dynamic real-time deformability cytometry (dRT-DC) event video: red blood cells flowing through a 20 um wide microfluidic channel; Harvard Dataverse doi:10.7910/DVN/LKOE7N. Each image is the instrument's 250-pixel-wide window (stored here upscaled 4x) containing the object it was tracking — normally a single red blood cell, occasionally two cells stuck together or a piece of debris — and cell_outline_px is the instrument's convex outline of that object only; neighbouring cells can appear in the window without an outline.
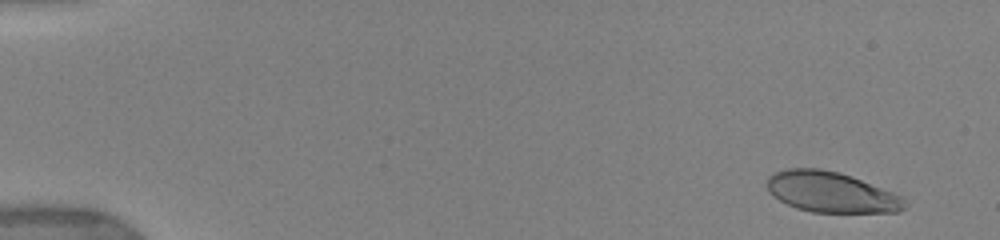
{"species": "human", "species_latin": "Homo sapiens", "temperature_condition": "warm", "stored_images_in_passage": 42, "camera_frame_rate_fps": 3000, "um_per_image_px": 0.085, "donor": {"sex": "female"}, "frame": {"image": 1, "passage_image": 3, "time_ms": 0.667, "image_size_px": [1000, 240], "cell_outline_px": [[908, 204], [904, 208], [896, 212], [812, 212], [796, 208], [772, 196], [768, 192], [768, 176], [776, 172], [788, 168], [820, 168], [840, 172], [852, 176], [904, 196], [908, 200]], "centroid_in_image_um": [70.69, 16.33], "position_along_channel_um": 14.3, "area_um2": 32.77}}
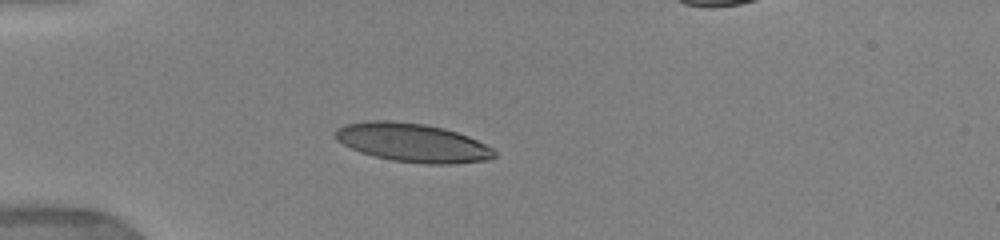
{"frame": {"image": 2, "passage_image": 14, "time_ms": 4.667, "image_size_px": [1000, 240], "cell_outline_px": [[496, 156], [488, 160], [456, 164], [424, 164], [392, 160], [360, 152], [336, 140], [332, 136], [336, 128], [344, 124], [372, 120], [388, 120], [424, 124], [444, 128], [468, 136], [492, 148], [496, 152]], "centroid_in_image_um": [35.05, 12.12], "position_along_channel_um": 50.0, "area_um2": 35.89}}
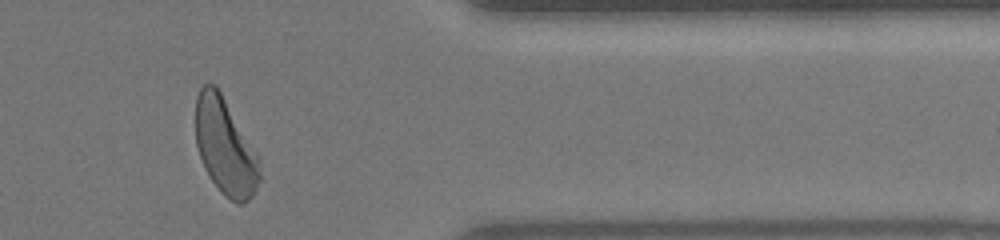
{"frame": {"image": 3, "passage_image": 38, "time_ms": 14.333, "image_size_px": [1000, 240], "cell_outline_px": [[260, 180], [252, 196], [244, 204], [236, 204], [224, 196], [220, 192], [204, 168], [196, 144], [196, 96], [200, 88], [204, 84], [216, 84], [260, 156]], "centroid_in_image_um": [19.16, 12.48], "position_along_channel_um": 392.2, "area_um2": 36.41}}